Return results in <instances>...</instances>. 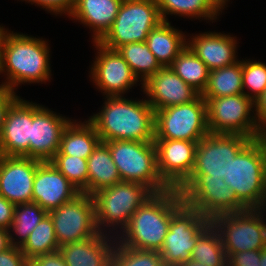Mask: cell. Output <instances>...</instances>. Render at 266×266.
Returning a JSON list of instances; mask_svg holds the SVG:
<instances>
[{"instance_id": "cell-37", "label": "cell", "mask_w": 266, "mask_h": 266, "mask_svg": "<svg viewBox=\"0 0 266 266\" xmlns=\"http://www.w3.org/2000/svg\"><path fill=\"white\" fill-rule=\"evenodd\" d=\"M243 93L253 101L266 89V64L255 60H242ZM249 91H245V90ZM250 92V93H249Z\"/></svg>"}, {"instance_id": "cell-32", "label": "cell", "mask_w": 266, "mask_h": 266, "mask_svg": "<svg viewBox=\"0 0 266 266\" xmlns=\"http://www.w3.org/2000/svg\"><path fill=\"white\" fill-rule=\"evenodd\" d=\"M47 214L39 204L33 202L17 204L14 209V219L9 229L11 245L21 247L30 233ZM11 232L14 233L12 234Z\"/></svg>"}, {"instance_id": "cell-9", "label": "cell", "mask_w": 266, "mask_h": 266, "mask_svg": "<svg viewBox=\"0 0 266 266\" xmlns=\"http://www.w3.org/2000/svg\"><path fill=\"white\" fill-rule=\"evenodd\" d=\"M266 209H247L216 216L211 223L217 229L225 255L262 250L266 247Z\"/></svg>"}, {"instance_id": "cell-19", "label": "cell", "mask_w": 266, "mask_h": 266, "mask_svg": "<svg viewBox=\"0 0 266 266\" xmlns=\"http://www.w3.org/2000/svg\"><path fill=\"white\" fill-rule=\"evenodd\" d=\"M141 85L142 92L154 111L192 102L200 95L170 67H162Z\"/></svg>"}, {"instance_id": "cell-27", "label": "cell", "mask_w": 266, "mask_h": 266, "mask_svg": "<svg viewBox=\"0 0 266 266\" xmlns=\"http://www.w3.org/2000/svg\"><path fill=\"white\" fill-rule=\"evenodd\" d=\"M88 194L122 182L109 147L100 142L87 159Z\"/></svg>"}, {"instance_id": "cell-44", "label": "cell", "mask_w": 266, "mask_h": 266, "mask_svg": "<svg viewBox=\"0 0 266 266\" xmlns=\"http://www.w3.org/2000/svg\"><path fill=\"white\" fill-rule=\"evenodd\" d=\"M255 119L258 127L263 130L266 127V89L264 93L254 101Z\"/></svg>"}, {"instance_id": "cell-26", "label": "cell", "mask_w": 266, "mask_h": 266, "mask_svg": "<svg viewBox=\"0 0 266 266\" xmlns=\"http://www.w3.org/2000/svg\"><path fill=\"white\" fill-rule=\"evenodd\" d=\"M73 120L63 131L59 150L55 155H70L88 159L101 142L95 127L86 119Z\"/></svg>"}, {"instance_id": "cell-12", "label": "cell", "mask_w": 266, "mask_h": 266, "mask_svg": "<svg viewBox=\"0 0 266 266\" xmlns=\"http://www.w3.org/2000/svg\"><path fill=\"white\" fill-rule=\"evenodd\" d=\"M197 209L183 203L173 214L159 255L165 265L181 266L190 260L198 237L211 225Z\"/></svg>"}, {"instance_id": "cell-4", "label": "cell", "mask_w": 266, "mask_h": 266, "mask_svg": "<svg viewBox=\"0 0 266 266\" xmlns=\"http://www.w3.org/2000/svg\"><path fill=\"white\" fill-rule=\"evenodd\" d=\"M223 180L247 209H266V143L261 137L236 155Z\"/></svg>"}, {"instance_id": "cell-2", "label": "cell", "mask_w": 266, "mask_h": 266, "mask_svg": "<svg viewBox=\"0 0 266 266\" xmlns=\"http://www.w3.org/2000/svg\"><path fill=\"white\" fill-rule=\"evenodd\" d=\"M183 203L178 189L154 193L134 212L116 241L124 247L159 252L169 230L172 214Z\"/></svg>"}, {"instance_id": "cell-3", "label": "cell", "mask_w": 266, "mask_h": 266, "mask_svg": "<svg viewBox=\"0 0 266 266\" xmlns=\"http://www.w3.org/2000/svg\"><path fill=\"white\" fill-rule=\"evenodd\" d=\"M47 42L43 38L8 30L0 66V75L4 74L6 78L0 86L15 92L24 83L46 84L52 75Z\"/></svg>"}, {"instance_id": "cell-50", "label": "cell", "mask_w": 266, "mask_h": 266, "mask_svg": "<svg viewBox=\"0 0 266 266\" xmlns=\"http://www.w3.org/2000/svg\"><path fill=\"white\" fill-rule=\"evenodd\" d=\"M261 138L264 140V142L266 143V127L262 130V135Z\"/></svg>"}, {"instance_id": "cell-38", "label": "cell", "mask_w": 266, "mask_h": 266, "mask_svg": "<svg viewBox=\"0 0 266 266\" xmlns=\"http://www.w3.org/2000/svg\"><path fill=\"white\" fill-rule=\"evenodd\" d=\"M27 3L31 2L37 6L48 11V13H53L55 16L70 14V12L74 9L75 3L77 0H21Z\"/></svg>"}, {"instance_id": "cell-13", "label": "cell", "mask_w": 266, "mask_h": 266, "mask_svg": "<svg viewBox=\"0 0 266 266\" xmlns=\"http://www.w3.org/2000/svg\"><path fill=\"white\" fill-rule=\"evenodd\" d=\"M181 195L184 203L210 221L219 215L247 210L222 178L206 174H200Z\"/></svg>"}, {"instance_id": "cell-8", "label": "cell", "mask_w": 266, "mask_h": 266, "mask_svg": "<svg viewBox=\"0 0 266 266\" xmlns=\"http://www.w3.org/2000/svg\"><path fill=\"white\" fill-rule=\"evenodd\" d=\"M207 106L208 129L213 134H240L260 138L254 101L244 93L227 97L203 98Z\"/></svg>"}, {"instance_id": "cell-40", "label": "cell", "mask_w": 266, "mask_h": 266, "mask_svg": "<svg viewBox=\"0 0 266 266\" xmlns=\"http://www.w3.org/2000/svg\"><path fill=\"white\" fill-rule=\"evenodd\" d=\"M0 266H29V260L20 247L11 246L0 253Z\"/></svg>"}, {"instance_id": "cell-45", "label": "cell", "mask_w": 266, "mask_h": 266, "mask_svg": "<svg viewBox=\"0 0 266 266\" xmlns=\"http://www.w3.org/2000/svg\"><path fill=\"white\" fill-rule=\"evenodd\" d=\"M9 234V230L0 228V253L12 246Z\"/></svg>"}, {"instance_id": "cell-14", "label": "cell", "mask_w": 266, "mask_h": 266, "mask_svg": "<svg viewBox=\"0 0 266 266\" xmlns=\"http://www.w3.org/2000/svg\"><path fill=\"white\" fill-rule=\"evenodd\" d=\"M60 246L90 238L99 233L94 201L91 195L80 193L73 200L48 212Z\"/></svg>"}, {"instance_id": "cell-46", "label": "cell", "mask_w": 266, "mask_h": 266, "mask_svg": "<svg viewBox=\"0 0 266 266\" xmlns=\"http://www.w3.org/2000/svg\"><path fill=\"white\" fill-rule=\"evenodd\" d=\"M230 0H208V2L210 3V5L220 14L222 13V10H224V8H226L225 6H227V2H229Z\"/></svg>"}, {"instance_id": "cell-31", "label": "cell", "mask_w": 266, "mask_h": 266, "mask_svg": "<svg viewBox=\"0 0 266 266\" xmlns=\"http://www.w3.org/2000/svg\"><path fill=\"white\" fill-rule=\"evenodd\" d=\"M163 21H169L167 15L195 18L215 22L220 14L208 0H156ZM214 20V21H213Z\"/></svg>"}, {"instance_id": "cell-18", "label": "cell", "mask_w": 266, "mask_h": 266, "mask_svg": "<svg viewBox=\"0 0 266 266\" xmlns=\"http://www.w3.org/2000/svg\"><path fill=\"white\" fill-rule=\"evenodd\" d=\"M41 162L29 157L0 155V195L15 205L32 203L33 181Z\"/></svg>"}, {"instance_id": "cell-17", "label": "cell", "mask_w": 266, "mask_h": 266, "mask_svg": "<svg viewBox=\"0 0 266 266\" xmlns=\"http://www.w3.org/2000/svg\"><path fill=\"white\" fill-rule=\"evenodd\" d=\"M154 143L160 177L170 188L178 189L191 175L198 142L154 139Z\"/></svg>"}, {"instance_id": "cell-49", "label": "cell", "mask_w": 266, "mask_h": 266, "mask_svg": "<svg viewBox=\"0 0 266 266\" xmlns=\"http://www.w3.org/2000/svg\"><path fill=\"white\" fill-rule=\"evenodd\" d=\"M260 266H266V247L261 250Z\"/></svg>"}, {"instance_id": "cell-15", "label": "cell", "mask_w": 266, "mask_h": 266, "mask_svg": "<svg viewBox=\"0 0 266 266\" xmlns=\"http://www.w3.org/2000/svg\"><path fill=\"white\" fill-rule=\"evenodd\" d=\"M92 42L98 51L90 67V80L104 97L124 96L137 85L138 78L117 50L106 48L98 41Z\"/></svg>"}, {"instance_id": "cell-48", "label": "cell", "mask_w": 266, "mask_h": 266, "mask_svg": "<svg viewBox=\"0 0 266 266\" xmlns=\"http://www.w3.org/2000/svg\"><path fill=\"white\" fill-rule=\"evenodd\" d=\"M181 266H207V265L200 264L199 262L190 259L189 261L184 262Z\"/></svg>"}, {"instance_id": "cell-5", "label": "cell", "mask_w": 266, "mask_h": 266, "mask_svg": "<svg viewBox=\"0 0 266 266\" xmlns=\"http://www.w3.org/2000/svg\"><path fill=\"white\" fill-rule=\"evenodd\" d=\"M153 194L143 184L123 181L92 194L99 232L117 237L134 212Z\"/></svg>"}, {"instance_id": "cell-10", "label": "cell", "mask_w": 266, "mask_h": 266, "mask_svg": "<svg viewBox=\"0 0 266 266\" xmlns=\"http://www.w3.org/2000/svg\"><path fill=\"white\" fill-rule=\"evenodd\" d=\"M209 133L206 101L201 94L192 102L155 111V139L199 142Z\"/></svg>"}, {"instance_id": "cell-22", "label": "cell", "mask_w": 266, "mask_h": 266, "mask_svg": "<svg viewBox=\"0 0 266 266\" xmlns=\"http://www.w3.org/2000/svg\"><path fill=\"white\" fill-rule=\"evenodd\" d=\"M195 35V36H194ZM192 34L187 46L199 57L210 71L232 65L239 61L236 53L239 43L236 36L221 32Z\"/></svg>"}, {"instance_id": "cell-24", "label": "cell", "mask_w": 266, "mask_h": 266, "mask_svg": "<svg viewBox=\"0 0 266 266\" xmlns=\"http://www.w3.org/2000/svg\"><path fill=\"white\" fill-rule=\"evenodd\" d=\"M123 0H77L68 17L92 30L99 41L111 28Z\"/></svg>"}, {"instance_id": "cell-21", "label": "cell", "mask_w": 266, "mask_h": 266, "mask_svg": "<svg viewBox=\"0 0 266 266\" xmlns=\"http://www.w3.org/2000/svg\"><path fill=\"white\" fill-rule=\"evenodd\" d=\"M81 192L50 162H41L33 181L32 202L47 213L73 200Z\"/></svg>"}, {"instance_id": "cell-11", "label": "cell", "mask_w": 266, "mask_h": 266, "mask_svg": "<svg viewBox=\"0 0 266 266\" xmlns=\"http://www.w3.org/2000/svg\"><path fill=\"white\" fill-rule=\"evenodd\" d=\"M251 140L240 134L209 133L203 137L197 144L191 175L178 191L182 193L200 174L223 179L232 160Z\"/></svg>"}, {"instance_id": "cell-34", "label": "cell", "mask_w": 266, "mask_h": 266, "mask_svg": "<svg viewBox=\"0 0 266 266\" xmlns=\"http://www.w3.org/2000/svg\"><path fill=\"white\" fill-rule=\"evenodd\" d=\"M30 261L34 257L59 250L52 219L47 214L20 247Z\"/></svg>"}, {"instance_id": "cell-29", "label": "cell", "mask_w": 266, "mask_h": 266, "mask_svg": "<svg viewBox=\"0 0 266 266\" xmlns=\"http://www.w3.org/2000/svg\"><path fill=\"white\" fill-rule=\"evenodd\" d=\"M170 68L200 94L206 89L210 69L187 45L175 58Z\"/></svg>"}, {"instance_id": "cell-36", "label": "cell", "mask_w": 266, "mask_h": 266, "mask_svg": "<svg viewBox=\"0 0 266 266\" xmlns=\"http://www.w3.org/2000/svg\"><path fill=\"white\" fill-rule=\"evenodd\" d=\"M111 266H165V264L158 251L128 248L116 241Z\"/></svg>"}, {"instance_id": "cell-47", "label": "cell", "mask_w": 266, "mask_h": 266, "mask_svg": "<svg viewBox=\"0 0 266 266\" xmlns=\"http://www.w3.org/2000/svg\"><path fill=\"white\" fill-rule=\"evenodd\" d=\"M7 32H8V29L0 25V66H1L2 46H3V42H4Z\"/></svg>"}, {"instance_id": "cell-25", "label": "cell", "mask_w": 266, "mask_h": 266, "mask_svg": "<svg viewBox=\"0 0 266 266\" xmlns=\"http://www.w3.org/2000/svg\"><path fill=\"white\" fill-rule=\"evenodd\" d=\"M146 44L162 67H170L187 45L186 34L162 21L147 36Z\"/></svg>"}, {"instance_id": "cell-16", "label": "cell", "mask_w": 266, "mask_h": 266, "mask_svg": "<svg viewBox=\"0 0 266 266\" xmlns=\"http://www.w3.org/2000/svg\"><path fill=\"white\" fill-rule=\"evenodd\" d=\"M72 120L32 102L30 158L50 161L58 152L63 131Z\"/></svg>"}, {"instance_id": "cell-41", "label": "cell", "mask_w": 266, "mask_h": 266, "mask_svg": "<svg viewBox=\"0 0 266 266\" xmlns=\"http://www.w3.org/2000/svg\"><path fill=\"white\" fill-rule=\"evenodd\" d=\"M29 266H67L59 250L34 257Z\"/></svg>"}, {"instance_id": "cell-42", "label": "cell", "mask_w": 266, "mask_h": 266, "mask_svg": "<svg viewBox=\"0 0 266 266\" xmlns=\"http://www.w3.org/2000/svg\"><path fill=\"white\" fill-rule=\"evenodd\" d=\"M18 97L16 92L0 86V133L9 107Z\"/></svg>"}, {"instance_id": "cell-23", "label": "cell", "mask_w": 266, "mask_h": 266, "mask_svg": "<svg viewBox=\"0 0 266 266\" xmlns=\"http://www.w3.org/2000/svg\"><path fill=\"white\" fill-rule=\"evenodd\" d=\"M116 237L99 232L90 238L59 247L67 266H111Z\"/></svg>"}, {"instance_id": "cell-39", "label": "cell", "mask_w": 266, "mask_h": 266, "mask_svg": "<svg viewBox=\"0 0 266 266\" xmlns=\"http://www.w3.org/2000/svg\"><path fill=\"white\" fill-rule=\"evenodd\" d=\"M261 250L231 253L227 257V266H260Z\"/></svg>"}, {"instance_id": "cell-43", "label": "cell", "mask_w": 266, "mask_h": 266, "mask_svg": "<svg viewBox=\"0 0 266 266\" xmlns=\"http://www.w3.org/2000/svg\"><path fill=\"white\" fill-rule=\"evenodd\" d=\"M15 204L0 195V228L9 230L14 219Z\"/></svg>"}, {"instance_id": "cell-28", "label": "cell", "mask_w": 266, "mask_h": 266, "mask_svg": "<svg viewBox=\"0 0 266 266\" xmlns=\"http://www.w3.org/2000/svg\"><path fill=\"white\" fill-rule=\"evenodd\" d=\"M243 93L242 60L210 71L208 84L201 96L203 98L227 97Z\"/></svg>"}, {"instance_id": "cell-6", "label": "cell", "mask_w": 266, "mask_h": 266, "mask_svg": "<svg viewBox=\"0 0 266 266\" xmlns=\"http://www.w3.org/2000/svg\"><path fill=\"white\" fill-rule=\"evenodd\" d=\"M104 143L109 147L123 182L143 184L153 193L170 189L159 175L154 142L115 140Z\"/></svg>"}, {"instance_id": "cell-35", "label": "cell", "mask_w": 266, "mask_h": 266, "mask_svg": "<svg viewBox=\"0 0 266 266\" xmlns=\"http://www.w3.org/2000/svg\"><path fill=\"white\" fill-rule=\"evenodd\" d=\"M50 162L81 192L88 194L87 159L54 155Z\"/></svg>"}, {"instance_id": "cell-1", "label": "cell", "mask_w": 266, "mask_h": 266, "mask_svg": "<svg viewBox=\"0 0 266 266\" xmlns=\"http://www.w3.org/2000/svg\"><path fill=\"white\" fill-rule=\"evenodd\" d=\"M102 109L87 120L95 127L101 142L132 140L154 142L155 111L146 98L104 97Z\"/></svg>"}, {"instance_id": "cell-7", "label": "cell", "mask_w": 266, "mask_h": 266, "mask_svg": "<svg viewBox=\"0 0 266 266\" xmlns=\"http://www.w3.org/2000/svg\"><path fill=\"white\" fill-rule=\"evenodd\" d=\"M162 21L156 0H123L113 25L98 42L112 50L145 42L150 31Z\"/></svg>"}, {"instance_id": "cell-20", "label": "cell", "mask_w": 266, "mask_h": 266, "mask_svg": "<svg viewBox=\"0 0 266 266\" xmlns=\"http://www.w3.org/2000/svg\"><path fill=\"white\" fill-rule=\"evenodd\" d=\"M32 101L18 97L9 107L0 133V155L30 158Z\"/></svg>"}, {"instance_id": "cell-30", "label": "cell", "mask_w": 266, "mask_h": 266, "mask_svg": "<svg viewBox=\"0 0 266 266\" xmlns=\"http://www.w3.org/2000/svg\"><path fill=\"white\" fill-rule=\"evenodd\" d=\"M117 51L129 64L138 80L141 79L140 84L162 68L146 42L129 43L119 47Z\"/></svg>"}, {"instance_id": "cell-33", "label": "cell", "mask_w": 266, "mask_h": 266, "mask_svg": "<svg viewBox=\"0 0 266 266\" xmlns=\"http://www.w3.org/2000/svg\"><path fill=\"white\" fill-rule=\"evenodd\" d=\"M190 259L207 266H227L225 250L213 224L198 237Z\"/></svg>"}]
</instances>
